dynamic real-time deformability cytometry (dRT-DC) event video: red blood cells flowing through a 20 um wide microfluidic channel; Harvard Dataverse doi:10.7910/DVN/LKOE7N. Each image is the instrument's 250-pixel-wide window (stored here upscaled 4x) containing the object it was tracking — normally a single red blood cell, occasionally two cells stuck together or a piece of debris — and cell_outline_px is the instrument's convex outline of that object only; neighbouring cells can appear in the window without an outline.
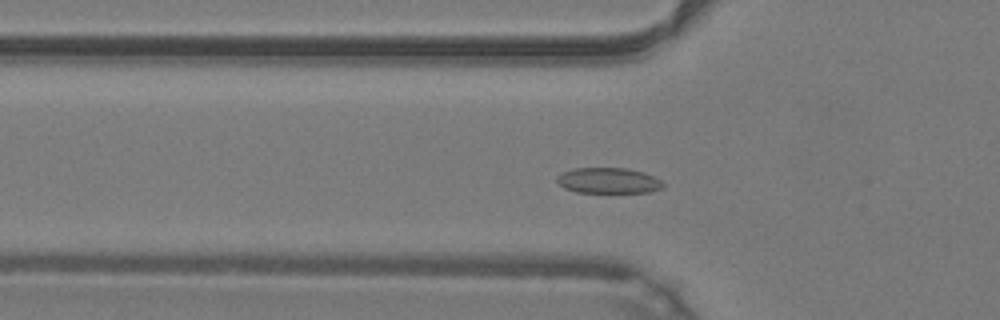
{"species": "common noctule bat (a hibernating species)", "species_latin": "Nyctalus noctula", "temperature_condition": "warm", "stored_images_in_passage": 35, "camera_frame_rate_fps": 3000, "um_per_image_px": 0.085, "animal": {"sex": "male", "body_mass_g": 19.2, "forearm_length_mm": 51.8}, "frame": {"image": 1, "passage_image": 2, "time_ms": 0.333, "image_size_px": [1000, 320], "cell_outline_px": [[664, 184], [660, 188], [652, 192], [576, 192], [564, 188], [556, 180], [556, 176], [564, 172], [576, 168], [628, 168], [644, 172], [660, 180]], "centroid_in_image_um": [51.71, 15.35], "position_along_channel_um": 74.1, "area_um2": 15.72}}
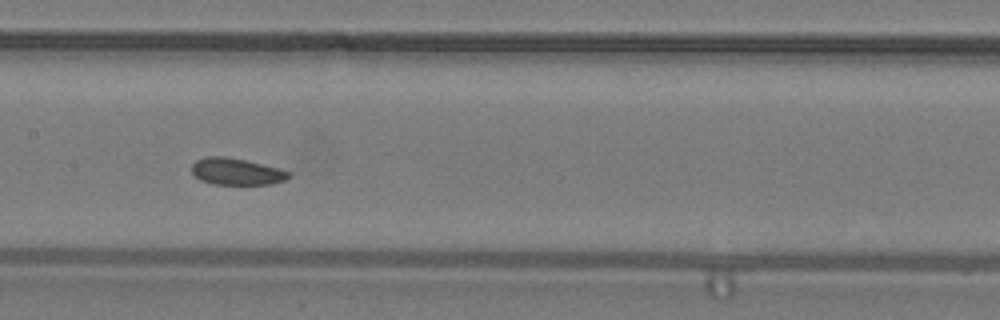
{"frame": {"image": 2, "passage_image": 10, "time_ms": 3.0, "image_size_px": [1000, 320], "cell_outline_px": [[292, 176], [284, 180], [272, 184], [212, 184], [200, 180], [192, 172], [192, 164], [196, 160], [208, 156], [224, 156], [244, 160], [280, 168], [292, 172]], "centroid_in_image_um": [20.13, 14.58], "position_along_channel_um": 187.3, "area_um2": 15.14}}
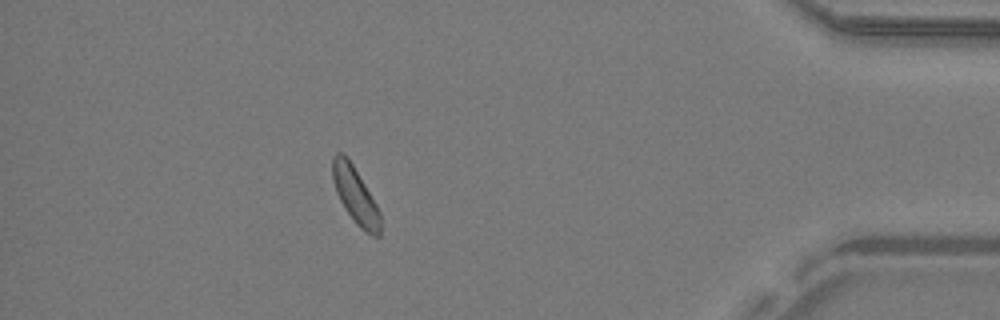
{"frame": {"image": 3, "passage_image": 29, "time_ms": 9.333, "image_size_px": [1000, 320], "cell_outline_px": [[380, 236], [372, 236], [360, 228], [356, 224], [344, 208], [336, 192], [332, 180], [332, 156], [336, 152], [344, 152], [352, 164], [376, 204], [380, 212]], "centroid_in_image_um": [30.17, 16.59], "position_along_channel_um": 405.0, "area_um2": 15.66}, "authors_computed_cell_mechanics": {"area_um2": 15.6638, "velocity_mm_per_s": 4.2119, "shape_relaxation_time_tau1_ms": null, "shape_relaxation_time_tau2_ms": 5.9483, "deformation_change_tau1": null, "deformation_change_tau2": 0.0976}}